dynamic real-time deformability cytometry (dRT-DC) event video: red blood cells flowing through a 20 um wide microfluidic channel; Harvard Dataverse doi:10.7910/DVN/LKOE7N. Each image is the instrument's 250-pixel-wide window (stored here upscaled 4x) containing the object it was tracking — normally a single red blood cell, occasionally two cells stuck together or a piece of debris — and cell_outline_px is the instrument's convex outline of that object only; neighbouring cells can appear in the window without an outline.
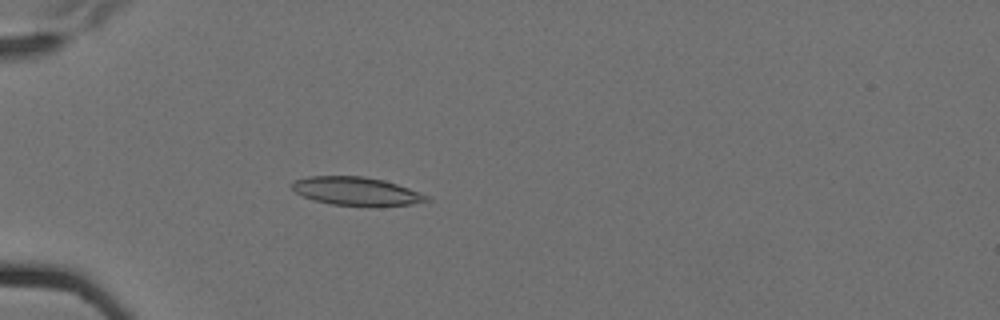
{"species": "Egyptian fruit bat (a non-hibernating species)", "species_latin": "Rousettus aegyptiacus", "temperature_condition": "cold", "stored_images_in_passage": 5, "camera_frame_rate_fps": 3000, "um_per_image_px": 0.085, "animal": {"sex": "female"}, "frame": {"image": 1, "passage_image": 4, "time_ms": 1.0, "image_size_px": [1000, 320], "cell_outline_px": [[432, 200], [412, 204], [332, 204], [316, 200], [304, 196], [296, 192], [288, 184], [292, 180], [308, 176], [364, 176], [384, 180], [432, 196]], "centroid_in_image_um": [30.26, 16.21], "position_along_channel_um": 54.7, "area_um2": 21.73}}